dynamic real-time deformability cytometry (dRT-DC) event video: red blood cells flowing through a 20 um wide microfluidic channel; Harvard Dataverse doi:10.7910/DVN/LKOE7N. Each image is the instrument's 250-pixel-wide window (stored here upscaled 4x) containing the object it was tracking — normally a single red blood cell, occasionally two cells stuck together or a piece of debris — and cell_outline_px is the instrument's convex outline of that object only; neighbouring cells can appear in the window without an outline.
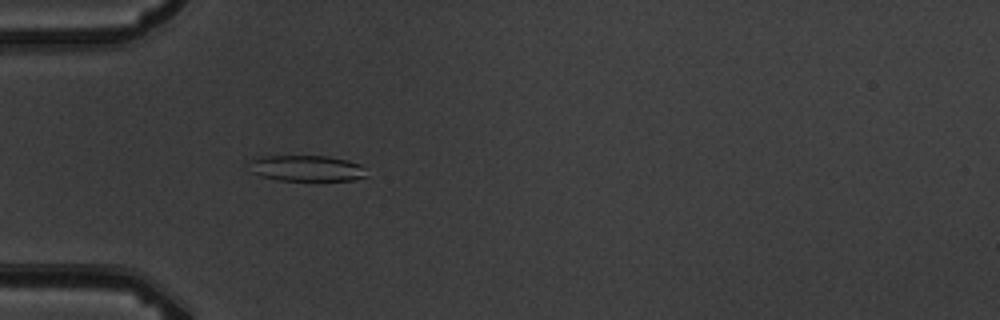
{"species": "common noctule bat (a hibernating species)", "species_latin": "Nyctalus noctula", "temperature_condition": "warm", "stored_images_in_passage": 4, "camera_frame_rate_fps": 3000, "um_per_image_px": 0.085, "animal": {"sex": "male", "body_mass_g": 19.5, "forearm_length_mm": 54.6}, "frame": {"image": 1, "passage_image": 4, "time_ms": 3.333, "image_size_px": [1000, 320], "cell_outline_px": [[368, 176], [352, 180], [280, 180], [260, 176], [248, 172], [248, 160], [252, 156], [328, 156], [348, 160], [360, 164], [364, 168]], "centroid_in_image_um": [25.97, 14.29], "position_along_channel_um": 59.0, "area_um2": 18.15}}